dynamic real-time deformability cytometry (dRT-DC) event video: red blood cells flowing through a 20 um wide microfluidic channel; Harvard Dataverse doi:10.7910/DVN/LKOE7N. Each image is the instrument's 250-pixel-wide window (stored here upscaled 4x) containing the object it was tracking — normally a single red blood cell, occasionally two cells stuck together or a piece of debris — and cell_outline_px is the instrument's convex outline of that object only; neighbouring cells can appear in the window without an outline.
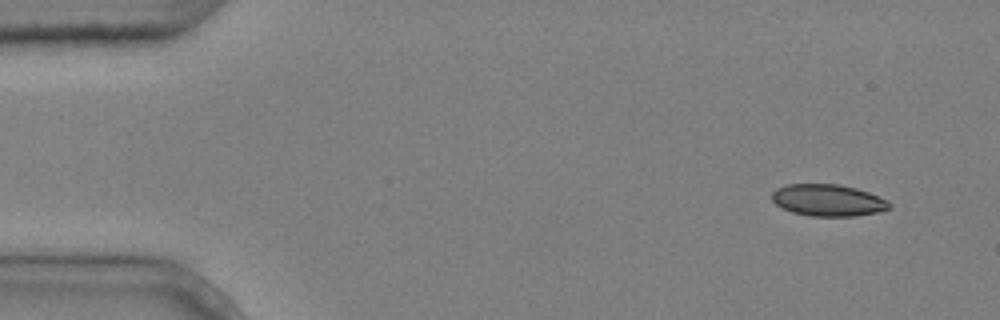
{"species": "common noctule bat (a hibernating species)", "species_latin": "Nyctalus noctula", "temperature_condition": "cold", "stored_images_in_passage": 5, "camera_frame_rate_fps": 3000, "um_per_image_px": 0.085, "animal": {"sex": "male", "body_mass_g": 20.4}, "frame": {"image": 1, "passage_image": 1, "time_ms": 0.0, "image_size_px": [1000, 320], "cell_outline_px": [[892, 208], [876, 212], [852, 216], [808, 216], [792, 212], [776, 204], [772, 200], [772, 192], [776, 188], [788, 184], [840, 184], [856, 188], [868, 192], [888, 200], [892, 204]], "centroid_in_image_um": [70.39, 17.01], "position_along_channel_um": 14.6, "area_um2": 21.79}}